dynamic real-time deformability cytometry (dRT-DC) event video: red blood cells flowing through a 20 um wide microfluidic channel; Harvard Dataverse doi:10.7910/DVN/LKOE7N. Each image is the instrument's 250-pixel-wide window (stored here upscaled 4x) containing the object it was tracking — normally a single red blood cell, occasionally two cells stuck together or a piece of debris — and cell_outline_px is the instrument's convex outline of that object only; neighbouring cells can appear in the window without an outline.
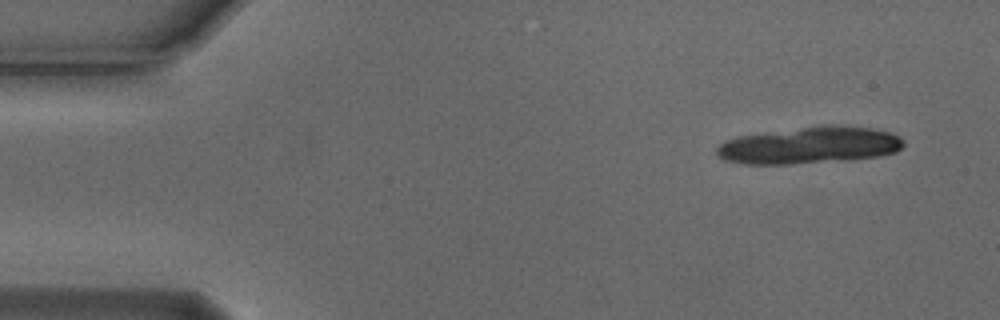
{"species": "Egyptian fruit bat (a non-hibernating species)", "species_latin": "Rousettus aegyptiacus", "temperature_condition": "cold", "stored_images_in_passage": 6, "camera_frame_rate_fps": 3000, "um_per_image_px": 0.085, "animal": {"sex": "male"}, "frame": {"image": 1, "passage_image": 1, "time_ms": 0.0, "image_size_px": [1000, 320], "cell_outline_px": [[904, 144], [896, 152], [876, 156], [788, 164], [744, 164], [724, 160], [716, 152], [716, 148], [724, 140], [736, 136], [804, 128], [872, 128], [888, 132], [900, 136], [904, 140]], "centroid_in_image_um": [68.73, 12.38], "position_along_channel_um": 16.3, "area_um2": 38.44}}
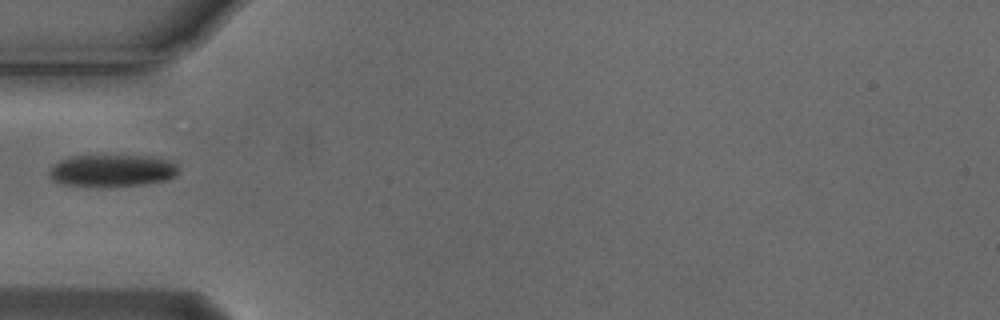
{"frame": {"image": 2, "passage_image": 5, "time_ms": 1.333, "image_size_px": [1000, 320], "cell_outline_px": [[180, 172], [176, 176], [168, 180], [144, 184], [64, 184], [52, 180], [48, 176], [48, 172], [60, 160], [72, 156], [160, 156], [176, 164]], "centroid_in_image_um": [9.62, 14.46], "position_along_channel_um": 75.4, "area_um2": 23.52}}
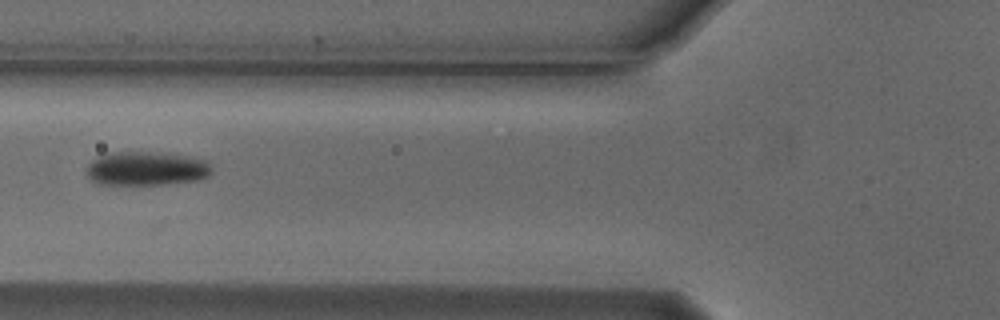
{"frame": {"image": 3, "passage_image": 6, "time_ms": 1.667, "image_size_px": [1000, 320], "cell_outline_px": [[212, 172], [208, 176], [196, 180], [164, 184], [96, 184], [88, 176], [88, 164], [96, 156], [108, 152], [152, 152], [184, 156], [204, 160], [212, 168]], "centroid_in_image_um": [12.4, 14.32], "position_along_channel_um": 113.4, "area_um2": 24.51}}